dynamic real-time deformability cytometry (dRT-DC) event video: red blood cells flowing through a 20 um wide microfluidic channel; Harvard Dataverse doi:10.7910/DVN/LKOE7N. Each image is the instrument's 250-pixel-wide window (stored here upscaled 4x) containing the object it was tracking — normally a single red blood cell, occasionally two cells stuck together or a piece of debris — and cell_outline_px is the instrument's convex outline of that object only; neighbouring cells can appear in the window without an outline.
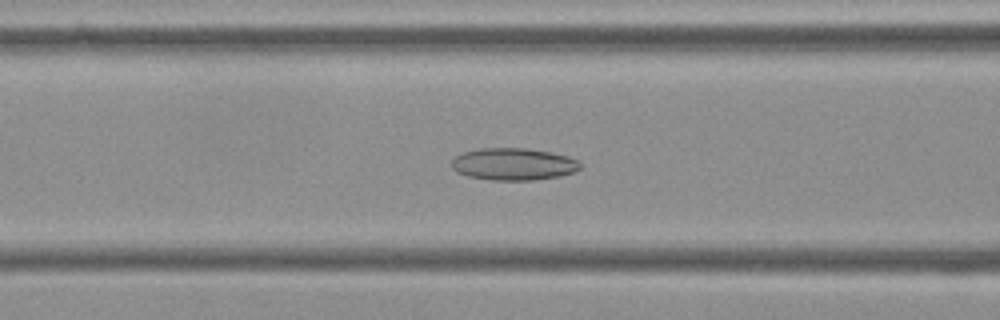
{"species": "Egyptian fruit bat (a non-hibernating species)", "species_latin": "Rousettus aegyptiacus", "temperature_condition": "cold", "stored_images_in_passage": 56, "camera_frame_rate_fps": 3000, "um_per_image_px": 0.085, "frame": {"image": 1, "passage_image": 22, "time_ms": 7.0, "image_size_px": [1000, 320], "cell_outline_px": [[580, 168], [576, 172], [560, 176], [532, 180], [492, 180], [468, 176], [456, 172], [452, 168], [452, 160], [456, 156], [464, 152], [480, 148], [528, 148], [568, 156], [580, 160]], "centroid_in_image_um": [43.67, 13.95], "position_along_channel_um": 122.9, "area_um2": 24.16}}
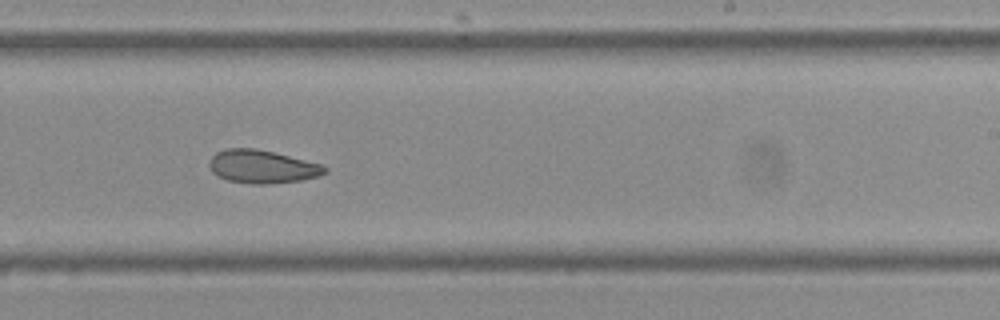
{"frame": {"image": 2, "passage_image": 34, "time_ms": 11.0, "image_size_px": [1000, 320], "cell_outline_px": [[328, 172], [316, 176], [300, 180], [268, 184], [252, 184], [228, 180], [212, 172], [208, 164], [208, 160], [216, 152], [228, 148], [256, 148], [324, 164], [328, 168]], "centroid_in_image_um": [22.29, 14.15], "position_along_channel_um": 266.7, "area_um2": 22.37}}
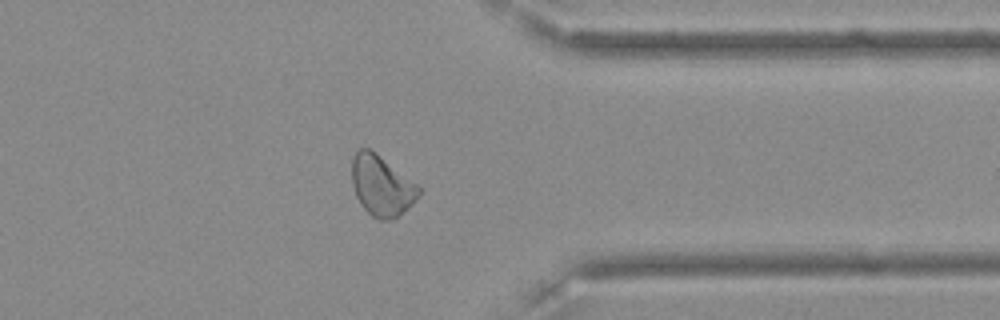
{"frame": {"image": 3, "passage_image": 44, "time_ms": 14.333, "image_size_px": [1000, 320], "cell_outline_px": [[420, 192], [412, 204], [408, 208], [392, 220], [380, 220], [372, 216], [360, 204], [356, 196], [352, 184], [352, 160], [356, 152], [360, 148], [368, 148], [376, 152], [416, 184], [420, 188]], "centroid_in_image_um": [32.41, 15.79], "position_along_channel_um": 379.0, "area_um2": 23.29}, "authors_computed_cell_mechanics": {"area_um2": 24.5939, "velocity_mm_per_s": 3.6001, "shape_relaxation_time_tau1_ms": null, "shape_relaxation_time_tau2_ms": 5.3512, "deformation_change_tau1": null, "deformation_change_tau2": 0.1238}}